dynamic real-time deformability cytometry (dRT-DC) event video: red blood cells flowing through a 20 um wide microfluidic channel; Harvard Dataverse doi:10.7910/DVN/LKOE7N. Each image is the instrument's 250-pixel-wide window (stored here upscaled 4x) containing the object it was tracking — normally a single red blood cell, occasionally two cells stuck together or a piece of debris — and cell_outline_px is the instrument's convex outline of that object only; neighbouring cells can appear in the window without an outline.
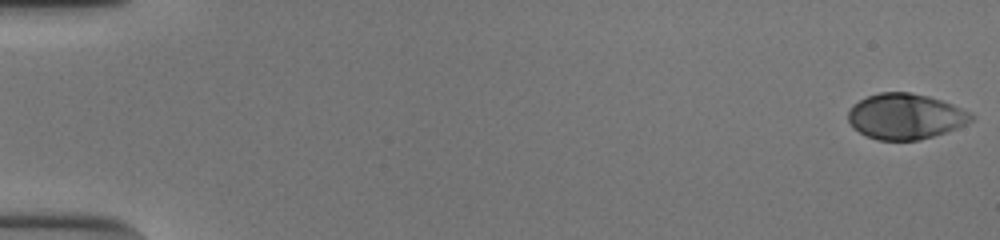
{"species": "human", "species_latin": "Homo sapiens", "temperature_condition": "cold", "stored_images_in_passage": 54, "camera_frame_rate_fps": 3000, "um_per_image_px": 0.085, "donor": {"sex": "male"}, "frame": {"image": 1, "passage_image": 1, "time_ms": 0.0, "image_size_px": [1000, 240], "cell_outline_px": [[976, 116], [972, 120], [956, 128], [920, 140], [876, 140], [852, 128], [848, 120], [848, 112], [852, 104], [868, 96], [880, 92], [908, 92], [928, 96], [952, 104]], "centroid_in_image_um": [76.92, 9.89], "position_along_channel_um": 8.1, "area_um2": 32.48}}
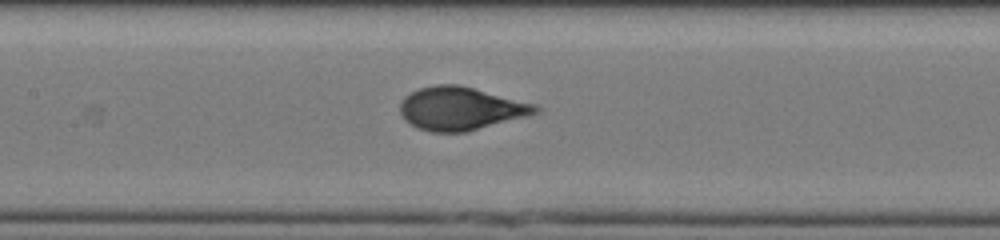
{"frame": {"image": 2, "passage_image": 27, "time_ms": 8.667, "image_size_px": [1000, 240], "cell_outline_px": [[544, 108], [540, 112], [468, 132], [432, 132], [416, 128], [404, 120], [400, 112], [400, 100], [404, 96], [420, 88], [436, 84], [456, 84], [536, 104]], "centroid_in_image_um": [39.14, 9.24], "position_along_channel_um": 168.3, "area_um2": 34.1}}
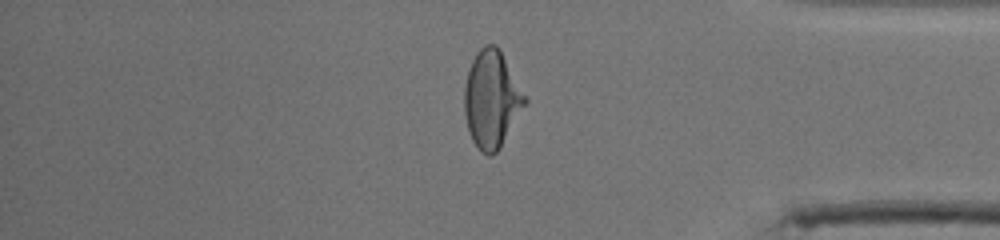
{"frame": {"image": 3, "passage_image": 46, "time_ms": 15.0, "image_size_px": [1000, 240], "cell_outline_px": [[528, 100], [500, 148], [492, 156], [488, 156], [480, 152], [472, 140], [468, 128], [464, 112], [464, 88], [468, 72], [472, 60], [476, 52], [484, 44], [496, 44], [500, 48]], "centroid_in_image_um": [41.78, 8.43], "position_along_channel_um": 393.4, "area_um2": 34.33}, "authors_computed_cell_mechanics": {"area_um2": 33.7263, "velocity_mm_per_s": 3.8546, "shape_relaxation_time_tau1_ms": 4.1822, "shape_relaxation_time_tau2_ms": null, "deformation_change_tau1": 0.2135, "deformation_change_tau2": null}}